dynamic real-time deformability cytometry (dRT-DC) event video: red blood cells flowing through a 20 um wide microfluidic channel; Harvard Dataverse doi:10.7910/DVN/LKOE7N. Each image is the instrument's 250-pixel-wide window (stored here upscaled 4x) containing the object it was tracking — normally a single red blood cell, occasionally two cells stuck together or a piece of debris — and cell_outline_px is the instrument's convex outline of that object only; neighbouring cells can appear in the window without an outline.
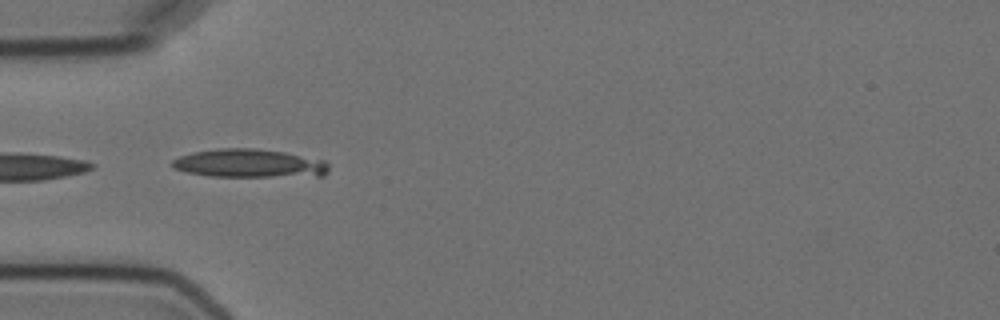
{"species": "Egyptian fruit bat (a non-hibernating species)", "species_latin": "Rousettus aegyptiacus", "temperature_condition": "cold", "stored_images_in_passage": 7, "camera_frame_rate_fps": 3000, "um_per_image_px": 0.085, "animal": {"sex": "female"}, "frame": {"image": 1, "passage_image": 5, "time_ms": 4.667, "image_size_px": [1000, 320], "cell_outline_px": [[328, 172], [324, 176], [208, 176], [188, 172], [172, 168], [172, 160], [180, 156], [192, 152], [216, 148], [256, 148], [284, 152], [324, 160], [328, 164]], "centroid_in_image_um": [21.19, 13.88], "position_along_channel_um": 63.8, "area_um2": 25.95}}